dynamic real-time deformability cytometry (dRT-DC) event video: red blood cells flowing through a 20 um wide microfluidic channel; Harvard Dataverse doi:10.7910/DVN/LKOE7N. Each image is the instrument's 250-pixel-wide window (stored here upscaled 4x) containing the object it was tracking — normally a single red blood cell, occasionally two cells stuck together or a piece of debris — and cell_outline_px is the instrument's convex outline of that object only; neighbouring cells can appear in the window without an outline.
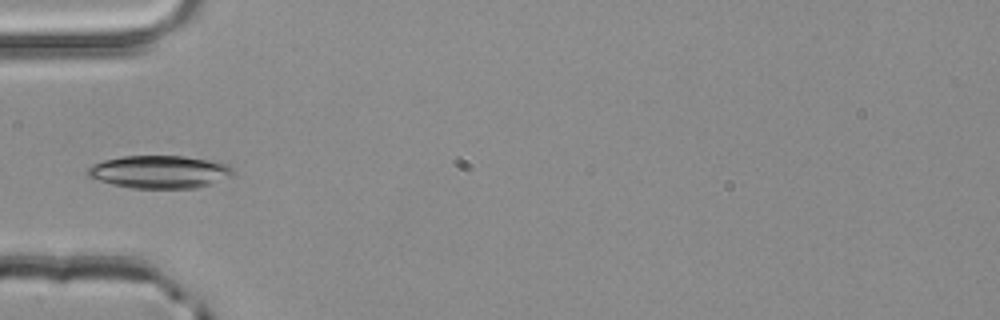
{"species": "common noctule bat (a hibernating species)", "species_latin": "Nyctalus noctula", "temperature_condition": "room temperature", "stored_images_in_passage": 29, "camera_frame_rate_fps": 3000, "um_per_image_px": 0.085, "animal": {"sex": "male", "body_mass_g": 20.4}, "frame": {"image": 1, "passage_image": 1, "time_ms": 0.0, "image_size_px": [1000, 320], "cell_outline_px": [[236, 172], [232, 176], [196, 188], [132, 188], [112, 184], [88, 176], [88, 168], [92, 164], [104, 160], [124, 156], [184, 156], [212, 160], [228, 164]], "centroid_in_image_um": [13.6, 14.6], "position_along_channel_um": 71.4, "area_um2": 27.69}}